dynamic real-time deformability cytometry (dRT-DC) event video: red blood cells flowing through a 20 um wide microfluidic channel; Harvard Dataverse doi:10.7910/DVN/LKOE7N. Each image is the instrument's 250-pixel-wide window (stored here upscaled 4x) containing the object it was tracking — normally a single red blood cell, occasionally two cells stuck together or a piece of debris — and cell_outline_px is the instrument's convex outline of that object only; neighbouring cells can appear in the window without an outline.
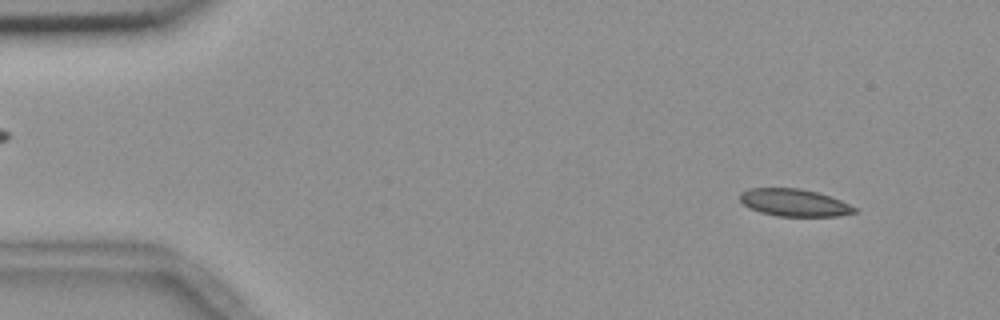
{"species": "common noctule bat (a hibernating species)", "species_latin": "Nyctalus noctula", "temperature_condition": "room temperature", "stored_images_in_passage": 53, "camera_frame_rate_fps": 3000, "um_per_image_px": 0.085, "animal": {"sex": "female", "body_mass_g": 18.4}, "frame": {"image": 1, "passage_image": 3, "time_ms": 0.667, "image_size_px": [1000, 320], "cell_outline_px": [[856, 212], [840, 216], [776, 216], [760, 212], [748, 208], [740, 200], [740, 192], [748, 188], [800, 188], [816, 192], [840, 200], [856, 208]], "centroid_in_image_um": [67.46, 17.22], "position_along_channel_um": 17.5, "area_um2": 18.21}}
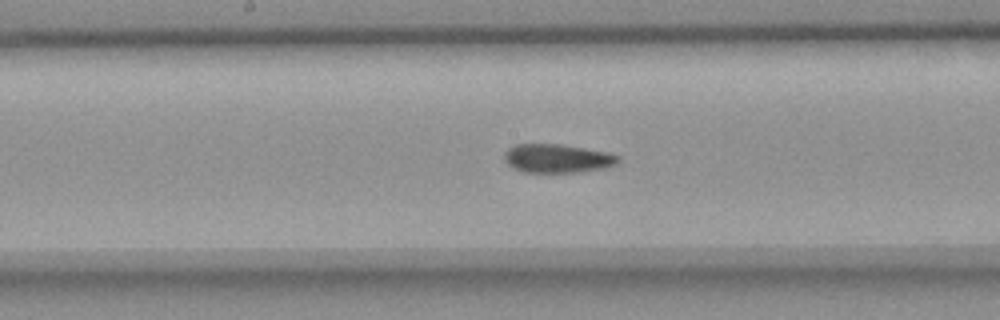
{"frame": {"image": 2, "passage_image": 26, "time_ms": 8.333, "image_size_px": [1000, 320], "cell_outline_px": [[620, 160], [616, 164], [608, 168], [580, 172], [524, 172], [508, 164], [504, 160], [504, 152], [508, 148], [516, 144], [560, 144], [608, 152], [620, 156]], "centroid_in_image_um": [47.41, 13.46], "position_along_channel_um": 200.8, "area_um2": 19.13}}
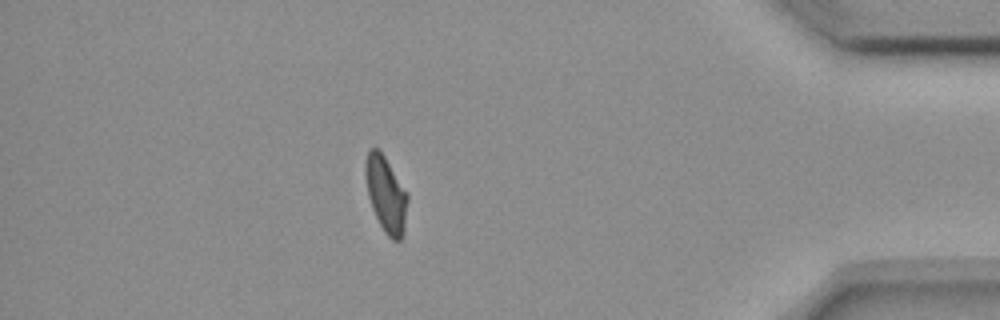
{"frame": {"image": 3, "passage_image": 46, "time_ms": 15.0, "image_size_px": [1000, 320], "cell_outline_px": [[408, 200], [404, 232], [400, 240], [392, 240], [384, 232], [372, 208], [368, 196], [364, 172], [364, 164], [368, 152], [372, 148], [376, 148], [384, 156], [408, 192]], "centroid_in_image_um": [32.81, 16.53], "position_along_channel_um": 402.4, "area_um2": 18.67}, "authors_computed_cell_mechanics": {"area_um2": 19.1318, "velocity_mm_per_s": 3.6662, "shape_relaxation_time_tau1_ms": null, "shape_relaxation_time_tau2_ms": 2.6915, "deformation_change_tau1": null, "deformation_change_tau2": 0.0754}}